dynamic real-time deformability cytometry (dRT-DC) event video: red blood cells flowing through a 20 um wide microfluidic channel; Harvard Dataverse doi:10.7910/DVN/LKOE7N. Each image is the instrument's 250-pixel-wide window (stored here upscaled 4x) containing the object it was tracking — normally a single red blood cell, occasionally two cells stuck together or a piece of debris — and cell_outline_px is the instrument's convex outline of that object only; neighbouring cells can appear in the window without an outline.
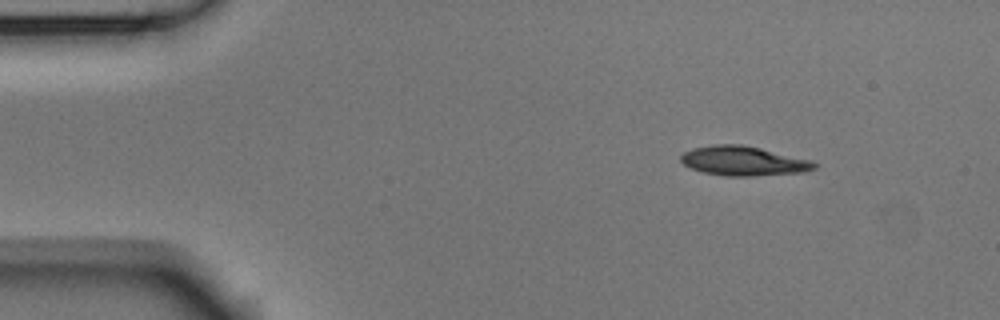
{"species": "Egyptian fruit bat (a non-hibernating species)", "species_latin": "Rousettus aegyptiacus", "temperature_condition": "room temperature", "stored_images_in_passage": 4, "segment_of_instrument_passage": [1, 2], "camera_frame_rate_fps": 3000, "um_per_image_px": 0.085, "animal": {"sex": "male"}, "frame": {"image": 1, "passage_image": 1, "time_ms": 0.0, "image_size_px": [1000, 320], "cell_outline_px": [[820, 164], [816, 168], [804, 172], [752, 176], [724, 176], [704, 172], [692, 168], [684, 164], [680, 160], [680, 156], [684, 152], [692, 148], [716, 144], [740, 144], [760, 148], [812, 160]], "centroid_in_image_um": [63.22, 13.68], "position_along_channel_um": 21.8, "area_um2": 22.95}}